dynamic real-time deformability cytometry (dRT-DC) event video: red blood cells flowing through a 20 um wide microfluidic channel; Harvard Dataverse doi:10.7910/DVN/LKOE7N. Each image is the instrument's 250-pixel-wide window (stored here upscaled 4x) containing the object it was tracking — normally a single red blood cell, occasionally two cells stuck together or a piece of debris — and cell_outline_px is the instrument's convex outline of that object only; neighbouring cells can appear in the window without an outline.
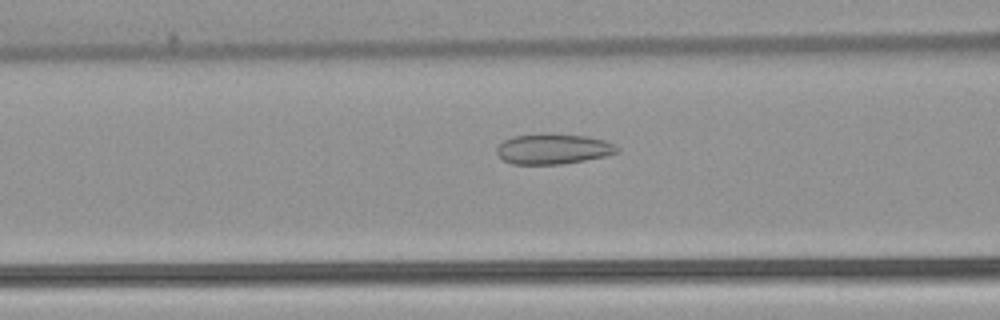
{"species": "common noctule bat (a hibernating species)", "species_latin": "Nyctalus noctula", "temperature_condition": "warm", "stored_images_in_passage": 53, "camera_frame_rate_fps": 3000, "um_per_image_px": 0.085, "animal": {"sex": "female", "body_mass_g": 22.7, "forearm_length_mm": 54.2}, "frame": {"image": 1, "passage_image": 21, "time_ms": 6.667, "image_size_px": [1000, 320], "cell_outline_px": [[620, 152], [604, 156], [584, 160], [560, 164], [512, 164], [504, 160], [496, 152], [496, 148], [504, 140], [512, 136], [540, 132], [552, 132], [588, 136], [604, 140], [616, 144], [620, 148]], "centroid_in_image_um": [47.03, 12.62], "position_along_channel_um": 119.6, "area_um2": 21.79}}
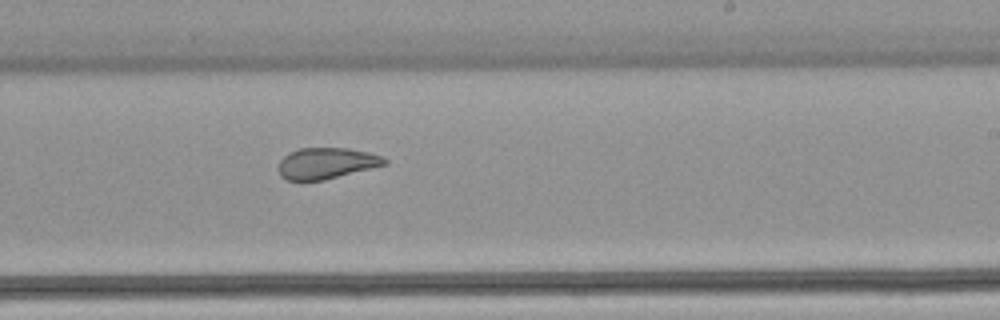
{"frame": {"image": 2, "passage_image": 32, "time_ms": 10.333, "image_size_px": [1000, 320], "cell_outline_px": [[388, 164], [324, 180], [288, 180], [280, 176], [280, 160], [288, 152], [300, 148], [348, 148], [368, 152], [380, 156], [388, 160]], "centroid_in_image_um": [27.76, 13.87], "position_along_channel_um": 261.2, "area_um2": 19.13}}
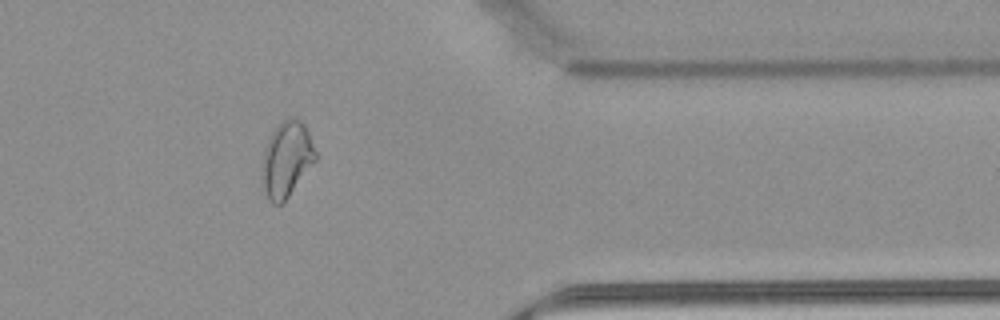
{"frame": {"image": 3, "passage_image": 43, "time_ms": 14.0, "image_size_px": [1000, 320], "cell_outline_px": [[316, 160], [288, 196], [280, 204], [272, 204], [268, 200], [260, 188], [260, 164], [264, 148], [272, 132], [280, 120], [288, 116], [292, 116], [300, 120], [304, 124], [308, 132], [316, 152]], "centroid_in_image_um": [24.29, 13.54], "position_along_channel_um": 387.1, "area_um2": 24.1}, "authors_computed_cell_mechanics": {"area_um2": 24.276, "velocity_mm_per_s": 3.8731, "shape_relaxation_time_tau1_ms": null, "shape_relaxation_time_tau2_ms": 1.6042, "deformation_change_tau1": null, "deformation_change_tau2": 0.0742}}